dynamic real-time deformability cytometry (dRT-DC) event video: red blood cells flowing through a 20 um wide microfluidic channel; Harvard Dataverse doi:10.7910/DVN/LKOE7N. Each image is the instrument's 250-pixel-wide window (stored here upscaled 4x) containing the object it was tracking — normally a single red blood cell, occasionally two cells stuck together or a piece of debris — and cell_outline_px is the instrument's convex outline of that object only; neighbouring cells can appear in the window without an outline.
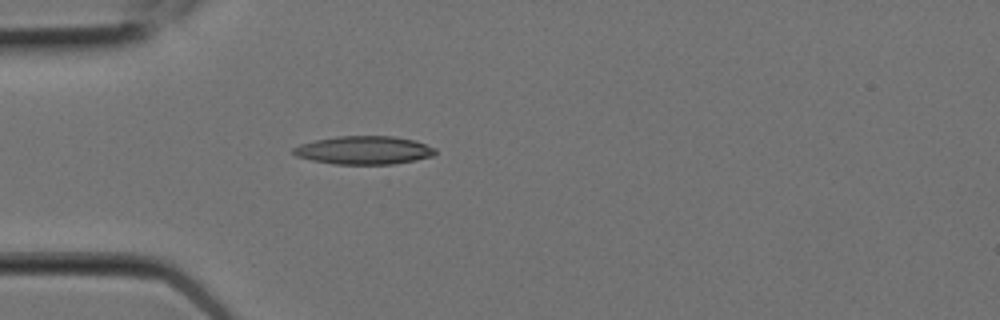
{"species": "Egyptian fruit bat (a non-hibernating species)", "species_latin": "Rousettus aegyptiacus", "temperature_condition": "room temperature", "stored_images_in_passage": 5, "camera_frame_rate_fps": 3000, "um_per_image_px": 0.085, "animal": {"sex": "female"}, "frame": {"image": 1, "passage_image": 5, "time_ms": 1.333, "image_size_px": [1000, 320], "cell_outline_px": [[436, 152], [432, 156], [416, 160], [392, 164], [332, 164], [312, 160], [296, 156], [292, 152], [292, 148], [300, 144], [316, 140], [336, 136], [392, 136], [416, 140], [436, 148]], "centroid_in_image_um": [30.94, 12.76], "position_along_channel_um": 54.1, "area_um2": 23.47}}